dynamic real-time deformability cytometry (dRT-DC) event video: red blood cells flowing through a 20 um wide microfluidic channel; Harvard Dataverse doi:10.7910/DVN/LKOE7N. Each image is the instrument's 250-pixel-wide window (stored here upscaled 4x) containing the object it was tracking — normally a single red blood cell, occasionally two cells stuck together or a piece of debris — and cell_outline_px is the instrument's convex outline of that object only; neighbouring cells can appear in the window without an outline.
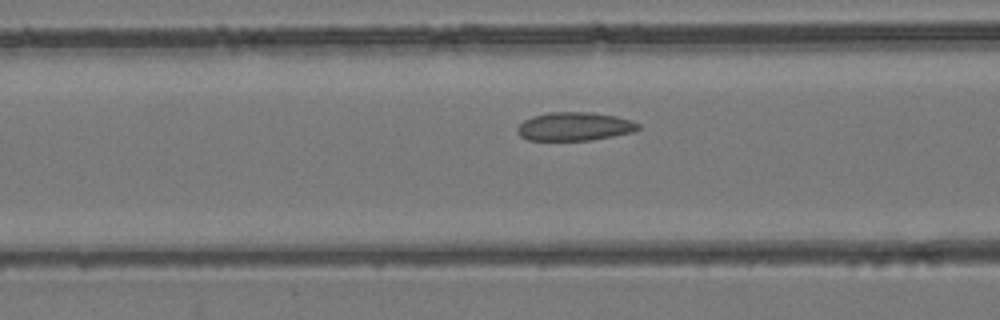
{"species": "common noctule bat (a hibernating species)", "species_latin": "Nyctalus noctula", "temperature_condition": "room temperature", "stored_images_in_passage": 35, "segment_of_instrument_passage": [1, 2], "camera_frame_rate_fps": 3000, "um_per_image_px": 0.085, "animal": {"sex": "female", "body_mass_g": 24.6, "forearm_length_mm": 56.2}, "frame": {"image": 1, "passage_image": 7, "time_ms": 2.0, "image_size_px": [1000, 320], "cell_outline_px": [[640, 128], [632, 132], [592, 140], [528, 140], [520, 136], [516, 132], [516, 128], [524, 120], [532, 116], [548, 112], [588, 112], [616, 116], [632, 120], [640, 124]], "centroid_in_image_um": [48.82, 10.75], "position_along_channel_um": 117.8, "area_um2": 20.11}}
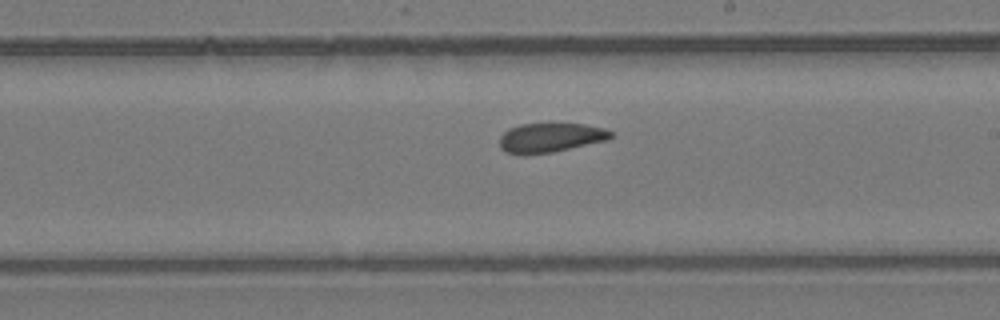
{"frame": {"image": 2, "passage_image": 15, "time_ms": 4.667, "image_size_px": [1000, 320], "cell_outline_px": [[616, 136], [608, 140], [552, 152], [524, 156], [508, 152], [500, 148], [500, 136], [508, 128], [520, 124], [584, 124], [604, 128], [612, 132]], "centroid_in_image_um": [46.79, 11.71], "position_along_channel_um": 242.2, "area_um2": 19.19}}
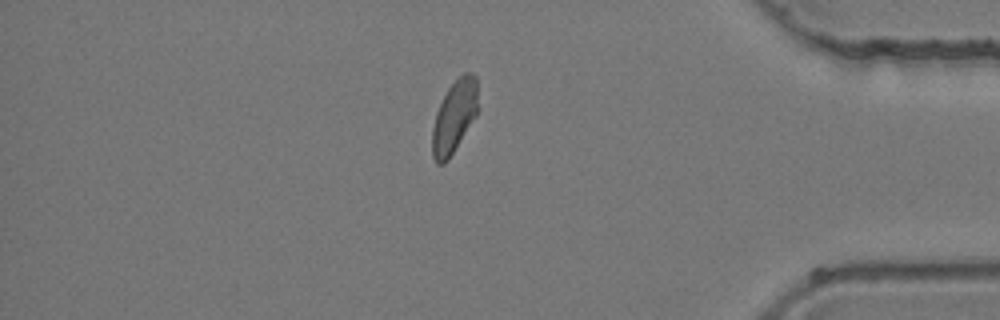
{"frame": {"image": 3, "passage_image": 27, "time_ms": 8.667, "image_size_px": [1000, 320], "cell_outline_px": [[476, 116], [448, 160], [444, 164], [436, 164], [432, 156], [432, 128], [436, 112], [448, 88], [464, 72], [472, 72], [476, 76]], "centroid_in_image_um": [38.58, 9.95], "position_along_channel_um": 396.6, "area_um2": 19.02}}